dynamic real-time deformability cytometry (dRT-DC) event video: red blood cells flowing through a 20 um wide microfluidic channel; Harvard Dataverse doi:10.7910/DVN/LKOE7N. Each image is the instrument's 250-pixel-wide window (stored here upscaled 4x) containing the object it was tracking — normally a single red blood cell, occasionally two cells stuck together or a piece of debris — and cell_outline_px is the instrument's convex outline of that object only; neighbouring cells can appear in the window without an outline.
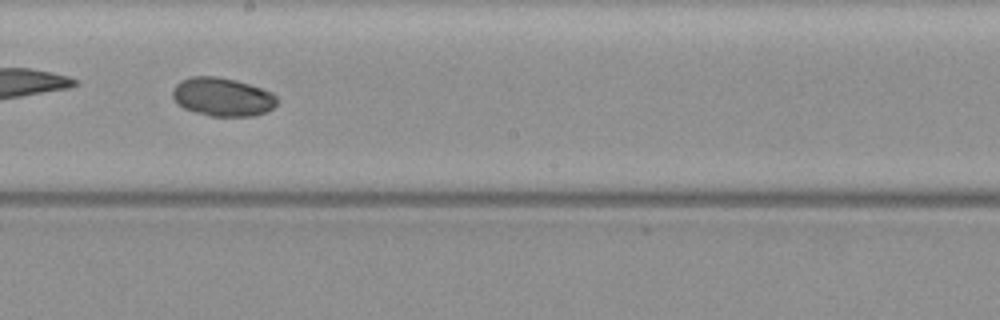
{"species": "common noctule bat (a hibernating species)", "species_latin": "Nyctalus noctula", "temperature_condition": "warm", "stored_images_in_passage": 71, "camera_frame_rate_fps": 3000, "um_per_image_px": 0.085, "animal": {"sex": "female", "body_mass_g": 19.3, "forearm_length_mm": 54.1}, "frame": {"image": 1, "passage_image": 41, "time_ms": 13.333, "image_size_px": [1000, 320], "cell_outline_px": [[276, 104], [268, 112], [252, 116], [208, 116], [184, 108], [176, 104], [172, 96], [172, 88], [180, 80], [192, 76], [216, 76], [236, 80], [272, 92], [276, 96]], "centroid_in_image_um": [18.87, 8.24], "position_along_channel_um": 229.3, "area_um2": 23.58}}